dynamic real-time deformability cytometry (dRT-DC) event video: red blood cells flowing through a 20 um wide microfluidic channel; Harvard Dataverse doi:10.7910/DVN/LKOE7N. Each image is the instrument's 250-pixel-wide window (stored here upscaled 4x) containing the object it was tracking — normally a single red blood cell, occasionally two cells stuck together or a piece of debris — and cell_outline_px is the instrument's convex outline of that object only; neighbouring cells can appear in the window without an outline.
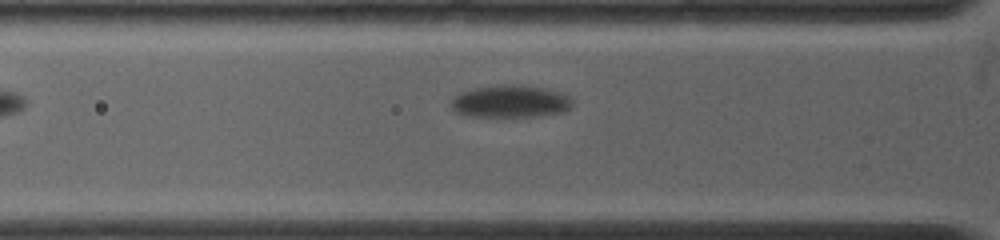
{"species": "common noctule bat (a hibernating species)", "species_latin": "Nyctalus noctula", "temperature_condition": "warm", "stored_images_in_passage": 5, "camera_frame_rate_fps": 4500, "um_per_image_px": 0.085, "animal": {"sex": "female", "body_mass_g": 19.0, "forearm_length_mm": 53.3}, "frame": {"image": 1, "passage_image": 3, "time_ms": 0.889, "image_size_px": [1000, 240], "cell_outline_px": [[572, 104], [564, 112], [544, 116], [464, 116], [456, 112], [452, 108], [452, 100], [460, 92], [472, 88], [500, 84], [520, 84], [548, 88], [560, 92], [568, 96], [572, 100]], "centroid_in_image_um": [43.4, 8.6], "position_along_channel_um": 82.4, "area_um2": 23.18}}